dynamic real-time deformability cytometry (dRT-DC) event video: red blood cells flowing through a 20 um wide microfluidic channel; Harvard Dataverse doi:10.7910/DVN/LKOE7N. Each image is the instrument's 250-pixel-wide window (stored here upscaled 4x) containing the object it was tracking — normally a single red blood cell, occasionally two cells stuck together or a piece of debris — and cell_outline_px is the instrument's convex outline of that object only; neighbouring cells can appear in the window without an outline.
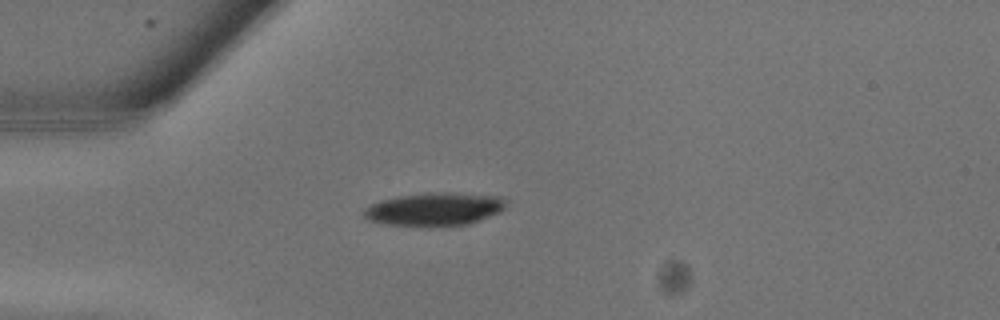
{"species": "common noctule bat (a hibernating species)", "species_latin": "Nyctalus noctula", "temperature_condition": "warm", "stored_images_in_passage": 5, "camera_frame_rate_fps": 3000, "um_per_image_px": 0.085, "animal": {"sex": "male", "body_mass_g": 13.3}, "frame": {"image": 1, "passage_image": 1, "time_ms": 0.0, "image_size_px": [1000, 320], "cell_outline_px": [[504, 208], [500, 212], [468, 224], [428, 228], [384, 224], [368, 220], [364, 216], [364, 208], [380, 200], [400, 196], [428, 192], [452, 192], [500, 196], [504, 200]], "centroid_in_image_um": [36.9, 17.8], "position_along_channel_um": 48.1, "area_um2": 27.86}}
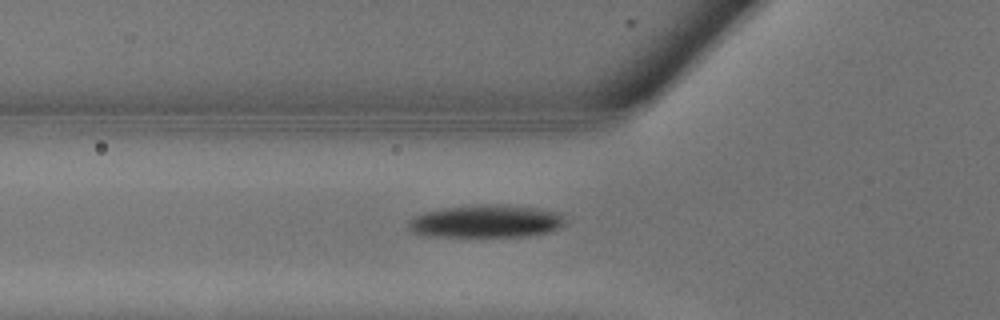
{"frame": {"image": 2, "passage_image": 3, "time_ms": 0.667, "image_size_px": [1000, 320], "cell_outline_px": [[564, 220], [556, 228], [544, 232], [520, 236], [424, 236], [412, 232], [408, 228], [408, 220], [424, 212], [440, 208], [480, 204], [500, 204], [536, 208], [560, 212], [564, 216]], "centroid_in_image_um": [41.23, 18.79], "position_along_channel_um": 84.6, "area_um2": 29.65}}